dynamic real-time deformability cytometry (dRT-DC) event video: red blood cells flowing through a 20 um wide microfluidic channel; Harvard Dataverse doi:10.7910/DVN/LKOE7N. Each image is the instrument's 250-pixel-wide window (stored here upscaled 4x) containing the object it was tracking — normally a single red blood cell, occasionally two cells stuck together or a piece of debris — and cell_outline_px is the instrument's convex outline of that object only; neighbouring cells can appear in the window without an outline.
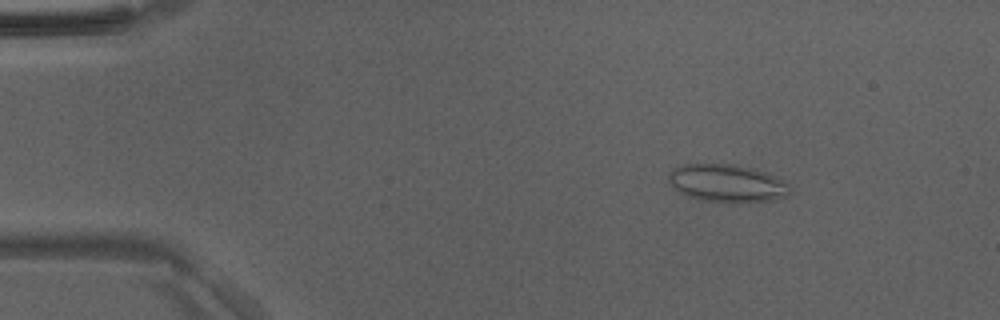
{"species": "Egyptian fruit bat (a non-hibernating species)", "species_latin": "Rousettus aegyptiacus", "temperature_condition": "room temperature", "stored_images_in_passage": 49, "camera_frame_rate_fps": 3000, "um_per_image_px": 0.085, "animal": {"sex": "male"}, "frame": {"image": 1, "passage_image": 7, "time_ms": 2.0, "image_size_px": [1000, 320], "cell_outline_px": [[792, 188], [788, 196], [772, 200], [700, 200], [688, 196], [680, 192], [668, 180], [668, 172], [672, 168], [680, 164], [732, 164], [752, 168], [764, 172], [788, 184]], "centroid_in_image_um": [61.75, 15.53], "position_along_channel_um": 23.2, "area_um2": 25.89}}
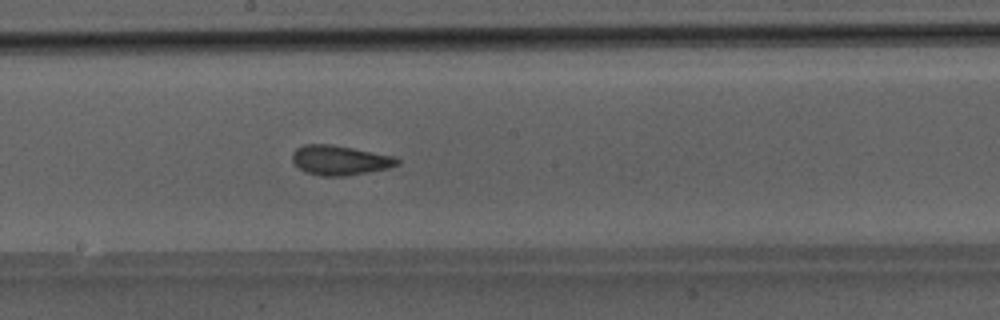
{"frame": {"image": 2, "passage_image": 27, "time_ms": 8.667, "image_size_px": [1000, 320], "cell_outline_px": [[400, 164], [388, 168], [368, 172], [344, 176], [320, 176], [304, 172], [292, 160], [292, 152], [296, 148], [304, 144], [328, 144], [352, 148], [392, 156], [400, 160]], "centroid_in_image_um": [28.86, 13.62], "position_along_channel_um": 219.3, "area_um2": 18.03}}
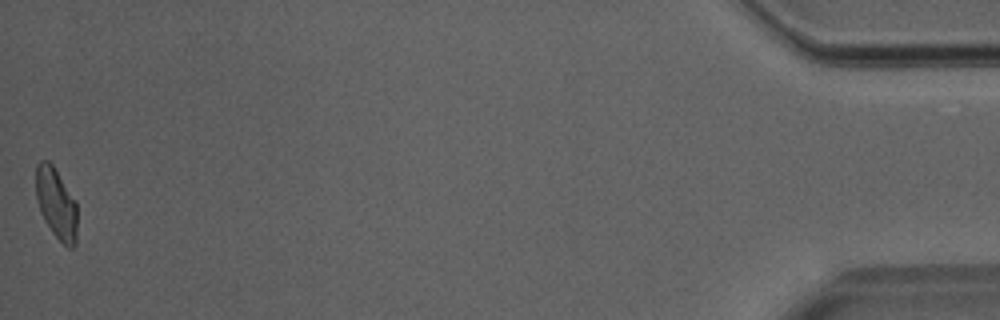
{"frame": {"image": 3, "passage_image": 49, "time_ms": 16.0, "image_size_px": [1000, 320], "cell_outline_px": [[76, 244], [72, 248], [68, 248], [52, 232], [44, 220], [40, 212], [36, 200], [36, 164], [40, 160], [48, 160], [52, 164], [76, 200]], "centroid_in_image_um": [4.77, 17.28], "position_along_channel_um": 430.4, "area_um2": 17.11}}